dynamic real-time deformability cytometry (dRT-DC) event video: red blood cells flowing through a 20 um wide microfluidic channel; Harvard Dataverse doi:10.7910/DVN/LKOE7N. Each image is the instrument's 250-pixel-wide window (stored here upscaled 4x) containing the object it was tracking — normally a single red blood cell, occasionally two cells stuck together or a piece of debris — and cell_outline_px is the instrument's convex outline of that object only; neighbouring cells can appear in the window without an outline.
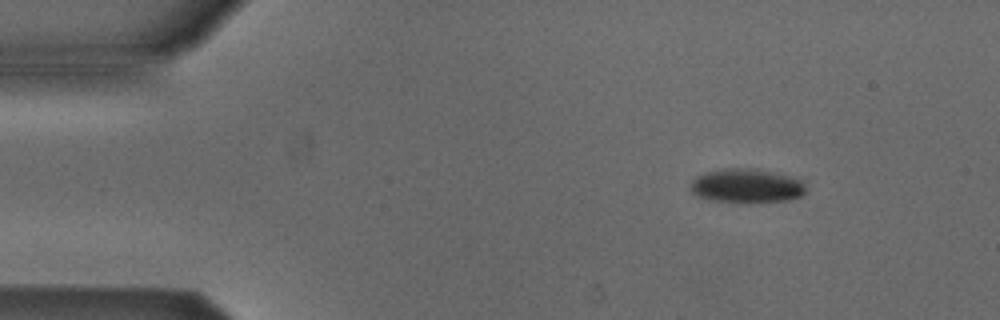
{"species": "Egyptian fruit bat (a non-hibernating species)", "species_latin": "Rousettus aegyptiacus", "temperature_condition": "cold", "stored_images_in_passage": 3, "camera_frame_rate_fps": 3000, "um_per_image_px": 0.085, "animal": {"sex": "male"}, "frame": {"image": 1, "passage_image": 1, "time_ms": 0.0, "image_size_px": [1000, 320], "cell_outline_px": [[804, 192], [800, 196], [788, 200], [760, 204], [744, 204], [712, 200], [696, 196], [692, 192], [688, 184], [696, 176], [704, 172], [724, 168], [756, 168], [800, 180], [804, 188]], "centroid_in_image_um": [63.37, 15.83], "position_along_channel_um": 21.6, "area_um2": 23.35}}
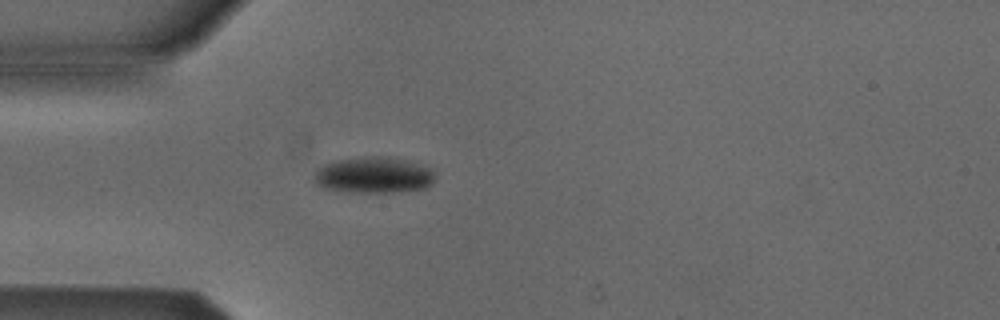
{"frame": {"image": 2, "passage_image": 3, "time_ms": 2.667, "image_size_px": [1000, 320], "cell_outline_px": [[436, 180], [432, 184], [424, 188], [392, 192], [352, 192], [324, 188], [316, 184], [316, 168], [332, 160], [364, 156], [388, 156], [420, 164], [428, 168], [432, 172]], "centroid_in_image_um": [31.74, 14.86], "position_along_channel_um": 53.3, "area_um2": 25.49}}